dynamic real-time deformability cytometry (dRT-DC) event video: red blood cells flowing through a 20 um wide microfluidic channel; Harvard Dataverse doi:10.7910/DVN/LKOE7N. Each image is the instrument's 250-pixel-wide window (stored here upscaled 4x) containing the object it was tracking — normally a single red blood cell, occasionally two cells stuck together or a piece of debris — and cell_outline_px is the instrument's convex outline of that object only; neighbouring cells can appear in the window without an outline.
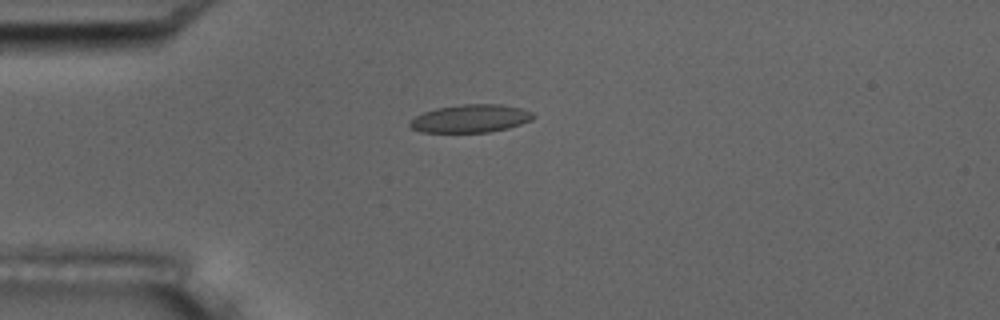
{"species": "common noctule bat (a hibernating species)", "species_latin": "Nyctalus noctula", "temperature_condition": "room temperature", "stored_images_in_passage": 41, "camera_frame_rate_fps": 3000, "um_per_image_px": 0.085, "animal": {"sex": "male", "body_mass_g": 17.5, "forearm_length_mm": 52.3}, "frame": {"image": 1, "passage_image": 1, "time_ms": 0.0, "image_size_px": [1000, 320], "cell_outline_px": [[536, 116], [532, 120], [508, 128], [492, 132], [420, 132], [412, 128], [408, 124], [416, 116], [424, 112], [436, 108], [464, 104], [500, 104], [524, 108], [532, 112]], "centroid_in_image_um": [40.04, 10.07], "position_along_channel_um": 45.0, "area_um2": 20.17}}
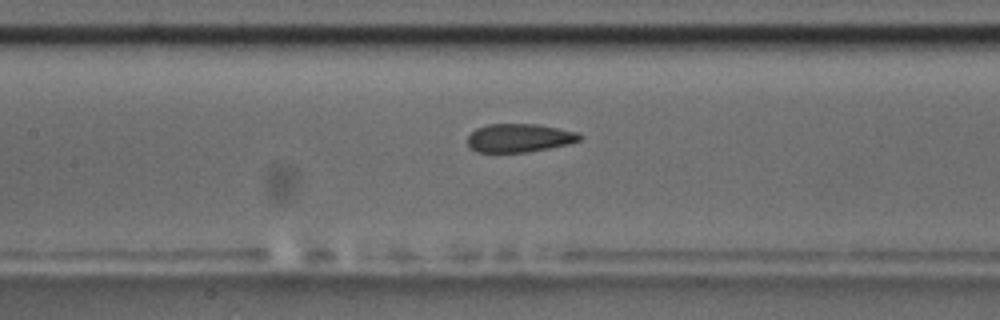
{"frame": {"image": 2, "passage_image": 12, "time_ms": 3.667, "image_size_px": [1000, 320], "cell_outline_px": [[584, 136], [580, 140], [568, 144], [528, 152], [476, 152], [468, 148], [468, 136], [476, 128], [488, 124], [536, 124], [576, 132]], "centroid_in_image_um": [44.11, 11.73], "position_along_channel_um": 163.3, "area_um2": 18.55}, "authors_computed_cell_mechanics": {"area_um2": 19.941, "velocity_mm_per_s": 3.7172, "shape_relaxation_time_tau1_ms": 10.3297, "shape_relaxation_time_tau2_ms": 1.8131, "deformation_change_tau1": 0.2101, "deformation_change_tau2": 0.0785}}